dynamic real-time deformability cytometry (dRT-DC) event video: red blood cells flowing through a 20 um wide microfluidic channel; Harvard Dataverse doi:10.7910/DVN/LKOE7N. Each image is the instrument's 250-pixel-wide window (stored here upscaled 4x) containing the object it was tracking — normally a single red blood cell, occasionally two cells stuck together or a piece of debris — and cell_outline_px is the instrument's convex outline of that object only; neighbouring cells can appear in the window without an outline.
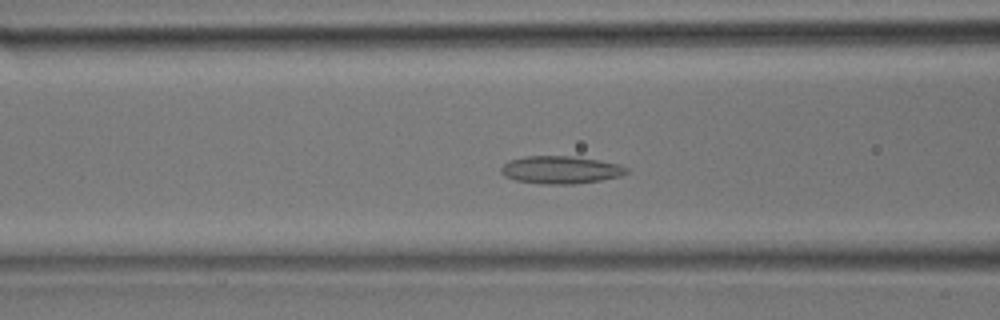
{"species": "common noctule bat (a hibernating species)", "species_latin": "Nyctalus noctula", "temperature_condition": "room temperature", "stored_images_in_passage": 27, "camera_frame_rate_fps": 3000, "um_per_image_px": 0.085, "animal": {"sex": "male", "body_mass_g": 17.9}, "frame": {"image": 1, "passage_image": 4, "time_ms": 1.0, "image_size_px": [1000, 320], "cell_outline_px": [[628, 172], [620, 176], [600, 180], [572, 184], [540, 184], [516, 180], [504, 176], [500, 172], [500, 168], [508, 160], [524, 156], [572, 156], [620, 164], [628, 168]], "centroid_in_image_um": [47.62, 14.43], "position_along_channel_um": 119.0, "area_um2": 20.23}}
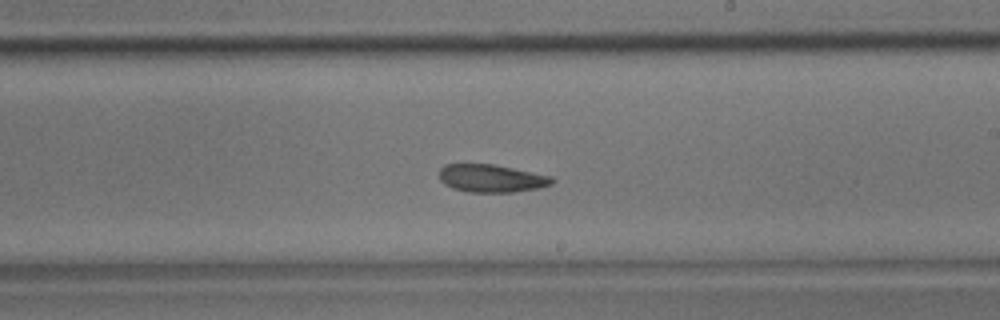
{"frame": {"image": 2, "passage_image": 11, "time_ms": 3.333, "image_size_px": [1000, 320], "cell_outline_px": [[556, 180], [552, 184], [540, 188], [512, 192], [468, 192], [452, 188], [444, 184], [440, 180], [440, 168], [444, 164], [496, 164], [552, 176]], "centroid_in_image_um": [41.79, 15.15], "position_along_channel_um": 247.2, "area_um2": 18.5}}
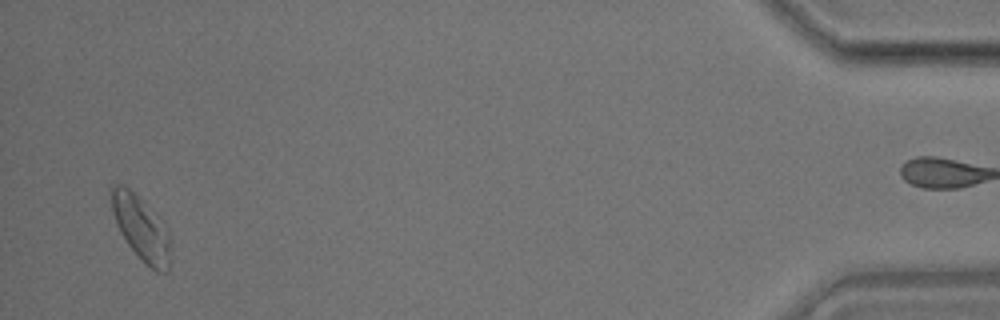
{"frame": {"image": 3, "passage_image": 25, "time_ms": 8.0, "image_size_px": [1000, 320], "cell_outline_px": [[172, 240], [168, 272], [156, 272], [144, 264], [128, 244], [120, 232], [116, 224], [112, 212], [108, 188], [116, 184], [124, 184], [140, 200], [168, 232]], "centroid_in_image_um": [11.96, 19.44], "position_along_channel_um": 423.2, "area_um2": 21.91}}